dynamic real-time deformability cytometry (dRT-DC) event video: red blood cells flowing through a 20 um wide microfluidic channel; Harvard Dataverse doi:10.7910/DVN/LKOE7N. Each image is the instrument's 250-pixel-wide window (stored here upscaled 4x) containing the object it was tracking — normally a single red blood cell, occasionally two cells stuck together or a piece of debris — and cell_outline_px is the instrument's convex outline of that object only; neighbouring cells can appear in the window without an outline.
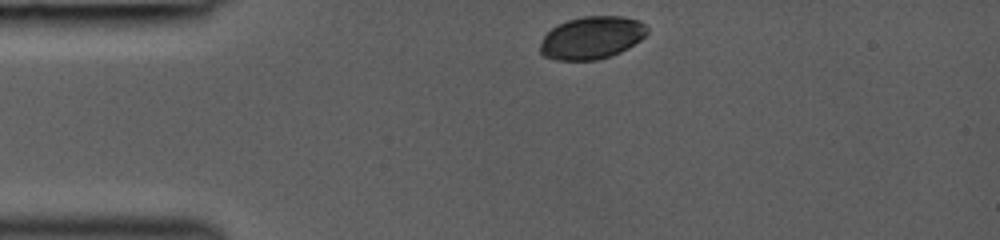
{"species": "common noctule bat (a hibernating species)", "species_latin": "Nyctalus noctula", "temperature_condition": "room temperature", "stored_images_in_passage": 49, "camera_frame_rate_fps": 3000, "um_per_image_px": 0.085, "animal": {"sex": "female", "body_mass_g": 19.0, "forearm_length_mm": 53.3}, "frame": {"image": 1, "passage_image": 1, "time_ms": 0.0, "image_size_px": [1000, 240], "cell_outline_px": [[648, 32], [640, 40], [628, 48], [620, 52], [596, 60], [552, 60], [544, 56], [540, 52], [540, 44], [544, 36], [552, 28], [568, 20], [584, 16], [624, 16], [640, 20], [648, 28]], "centroid_in_image_um": [50.31, 3.2], "position_along_channel_um": 34.7, "area_um2": 26.53}}
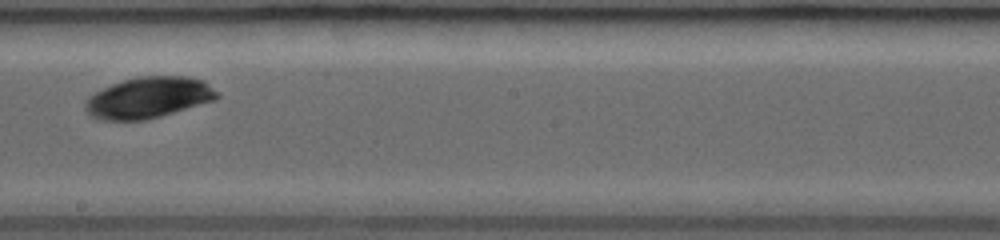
{"frame": {"image": 2, "passage_image": 35, "time_ms": 5.667, "image_size_px": [1000, 240], "cell_outline_px": [[220, 96], [216, 100], [160, 116], [144, 120], [96, 120], [84, 108], [84, 104], [88, 96], [112, 84], [124, 80], [140, 76], [188, 76], [204, 80]], "centroid_in_image_um": [12.62, 8.3], "position_along_channel_um": 235.6, "area_um2": 31.5}}
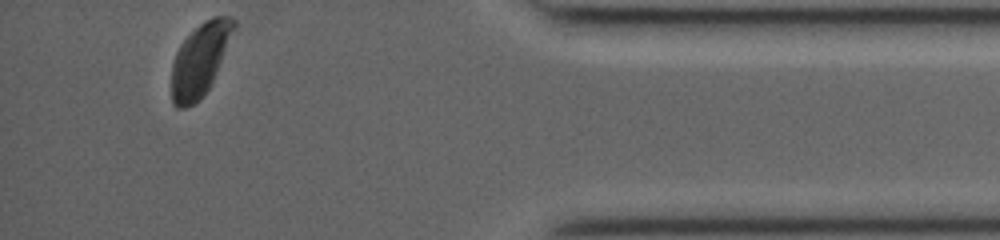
{"frame": {"image": 3, "passage_image": 49, "time_ms": 10.667, "image_size_px": [1000, 240], "cell_outline_px": [[236, 28], [212, 80], [204, 96], [200, 100], [184, 108], [176, 108], [172, 104], [172, 64], [176, 52], [180, 44], [204, 20], [212, 16], [232, 16], [236, 20]], "centroid_in_image_um": [17.0, 5.05], "position_along_channel_um": 418.2, "area_um2": 26.13}}